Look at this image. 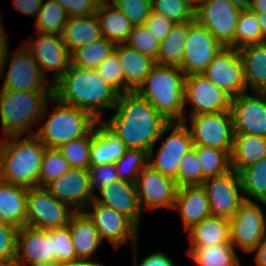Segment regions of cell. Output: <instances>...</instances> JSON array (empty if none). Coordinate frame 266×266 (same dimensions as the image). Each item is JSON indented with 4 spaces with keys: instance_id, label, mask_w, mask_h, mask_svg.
<instances>
[{
    "instance_id": "1",
    "label": "cell",
    "mask_w": 266,
    "mask_h": 266,
    "mask_svg": "<svg viewBox=\"0 0 266 266\" xmlns=\"http://www.w3.org/2000/svg\"><path fill=\"white\" fill-rule=\"evenodd\" d=\"M116 113L102 123L115 134L127 149L146 151L169 131V121L135 91L119 95Z\"/></svg>"
},
{
    "instance_id": "2",
    "label": "cell",
    "mask_w": 266,
    "mask_h": 266,
    "mask_svg": "<svg viewBox=\"0 0 266 266\" xmlns=\"http://www.w3.org/2000/svg\"><path fill=\"white\" fill-rule=\"evenodd\" d=\"M53 97L63 104L90 113L101 122V113L115 108L119 94L96 69L70 65L64 75L53 84Z\"/></svg>"
},
{
    "instance_id": "3",
    "label": "cell",
    "mask_w": 266,
    "mask_h": 266,
    "mask_svg": "<svg viewBox=\"0 0 266 266\" xmlns=\"http://www.w3.org/2000/svg\"><path fill=\"white\" fill-rule=\"evenodd\" d=\"M4 138V139H3ZM0 142V179L18 187L39 186L46 146L35 136H6Z\"/></svg>"
},
{
    "instance_id": "4",
    "label": "cell",
    "mask_w": 266,
    "mask_h": 266,
    "mask_svg": "<svg viewBox=\"0 0 266 266\" xmlns=\"http://www.w3.org/2000/svg\"><path fill=\"white\" fill-rule=\"evenodd\" d=\"M186 74L176 66L155 64L135 91L169 122H184Z\"/></svg>"
},
{
    "instance_id": "5",
    "label": "cell",
    "mask_w": 266,
    "mask_h": 266,
    "mask_svg": "<svg viewBox=\"0 0 266 266\" xmlns=\"http://www.w3.org/2000/svg\"><path fill=\"white\" fill-rule=\"evenodd\" d=\"M53 100V91L0 90V123L3 137L22 136L39 124L46 102Z\"/></svg>"
},
{
    "instance_id": "6",
    "label": "cell",
    "mask_w": 266,
    "mask_h": 266,
    "mask_svg": "<svg viewBox=\"0 0 266 266\" xmlns=\"http://www.w3.org/2000/svg\"><path fill=\"white\" fill-rule=\"evenodd\" d=\"M54 100L57 105L49 115L46 102L39 120L44 124L34 133L46 148H59L62 144L86 136L99 122L82 109L63 104L53 97ZM44 117H47L45 122Z\"/></svg>"
},
{
    "instance_id": "7",
    "label": "cell",
    "mask_w": 266,
    "mask_h": 266,
    "mask_svg": "<svg viewBox=\"0 0 266 266\" xmlns=\"http://www.w3.org/2000/svg\"><path fill=\"white\" fill-rule=\"evenodd\" d=\"M11 58L9 66L7 60ZM8 71L3 82V90L13 91H53V85H49L46 75H44L30 51L24 46L13 52L12 57L9 50L3 55L2 74L5 68ZM49 85V86H48Z\"/></svg>"
},
{
    "instance_id": "8",
    "label": "cell",
    "mask_w": 266,
    "mask_h": 266,
    "mask_svg": "<svg viewBox=\"0 0 266 266\" xmlns=\"http://www.w3.org/2000/svg\"><path fill=\"white\" fill-rule=\"evenodd\" d=\"M69 205L59 201L44 187L28 189L27 226L43 230H52L67 226L75 213Z\"/></svg>"
},
{
    "instance_id": "9",
    "label": "cell",
    "mask_w": 266,
    "mask_h": 266,
    "mask_svg": "<svg viewBox=\"0 0 266 266\" xmlns=\"http://www.w3.org/2000/svg\"><path fill=\"white\" fill-rule=\"evenodd\" d=\"M171 131L154 156V146L148 152V165L176 182L177 171L184 155L193 148L186 122H169Z\"/></svg>"
},
{
    "instance_id": "10",
    "label": "cell",
    "mask_w": 266,
    "mask_h": 266,
    "mask_svg": "<svg viewBox=\"0 0 266 266\" xmlns=\"http://www.w3.org/2000/svg\"><path fill=\"white\" fill-rule=\"evenodd\" d=\"M188 116L194 146L214 147L231 154L234 142L231 111Z\"/></svg>"
},
{
    "instance_id": "11",
    "label": "cell",
    "mask_w": 266,
    "mask_h": 266,
    "mask_svg": "<svg viewBox=\"0 0 266 266\" xmlns=\"http://www.w3.org/2000/svg\"><path fill=\"white\" fill-rule=\"evenodd\" d=\"M231 244L244 252H252L266 233V215L256 201L244 200L229 219Z\"/></svg>"
},
{
    "instance_id": "12",
    "label": "cell",
    "mask_w": 266,
    "mask_h": 266,
    "mask_svg": "<svg viewBox=\"0 0 266 266\" xmlns=\"http://www.w3.org/2000/svg\"><path fill=\"white\" fill-rule=\"evenodd\" d=\"M240 11L228 0H207L195 10V20L223 47L234 48V35Z\"/></svg>"
},
{
    "instance_id": "13",
    "label": "cell",
    "mask_w": 266,
    "mask_h": 266,
    "mask_svg": "<svg viewBox=\"0 0 266 266\" xmlns=\"http://www.w3.org/2000/svg\"><path fill=\"white\" fill-rule=\"evenodd\" d=\"M87 207L92 210L84 211L93 221L101 240L107 239L118 250L121 244L130 242L133 246L138 243V228L128 217L118 213L111 207L93 200Z\"/></svg>"
},
{
    "instance_id": "14",
    "label": "cell",
    "mask_w": 266,
    "mask_h": 266,
    "mask_svg": "<svg viewBox=\"0 0 266 266\" xmlns=\"http://www.w3.org/2000/svg\"><path fill=\"white\" fill-rule=\"evenodd\" d=\"M211 216L230 219L244 201L240 174L231 169L228 172L204 180Z\"/></svg>"
},
{
    "instance_id": "15",
    "label": "cell",
    "mask_w": 266,
    "mask_h": 266,
    "mask_svg": "<svg viewBox=\"0 0 266 266\" xmlns=\"http://www.w3.org/2000/svg\"><path fill=\"white\" fill-rule=\"evenodd\" d=\"M52 264H54V229L47 231L27 225L19 228L14 266Z\"/></svg>"
},
{
    "instance_id": "16",
    "label": "cell",
    "mask_w": 266,
    "mask_h": 266,
    "mask_svg": "<svg viewBox=\"0 0 266 266\" xmlns=\"http://www.w3.org/2000/svg\"><path fill=\"white\" fill-rule=\"evenodd\" d=\"M184 96L185 105L187 101L192 104L189 115L231 110L232 96L218 88L203 74L186 75Z\"/></svg>"
},
{
    "instance_id": "17",
    "label": "cell",
    "mask_w": 266,
    "mask_h": 266,
    "mask_svg": "<svg viewBox=\"0 0 266 266\" xmlns=\"http://www.w3.org/2000/svg\"><path fill=\"white\" fill-rule=\"evenodd\" d=\"M36 39H29L24 43L30 51L39 69L45 73H53L55 84L68 70L71 65V54L62 41L61 35L43 34L36 32Z\"/></svg>"
},
{
    "instance_id": "18",
    "label": "cell",
    "mask_w": 266,
    "mask_h": 266,
    "mask_svg": "<svg viewBox=\"0 0 266 266\" xmlns=\"http://www.w3.org/2000/svg\"><path fill=\"white\" fill-rule=\"evenodd\" d=\"M223 48L218 40L195 19L188 22L183 63L186 75L201 74Z\"/></svg>"
},
{
    "instance_id": "19",
    "label": "cell",
    "mask_w": 266,
    "mask_h": 266,
    "mask_svg": "<svg viewBox=\"0 0 266 266\" xmlns=\"http://www.w3.org/2000/svg\"><path fill=\"white\" fill-rule=\"evenodd\" d=\"M248 91L232 97L234 134L266 137V92Z\"/></svg>"
},
{
    "instance_id": "20",
    "label": "cell",
    "mask_w": 266,
    "mask_h": 266,
    "mask_svg": "<svg viewBox=\"0 0 266 266\" xmlns=\"http://www.w3.org/2000/svg\"><path fill=\"white\" fill-rule=\"evenodd\" d=\"M201 74L232 97L247 92L241 58L233 47H223Z\"/></svg>"
},
{
    "instance_id": "21",
    "label": "cell",
    "mask_w": 266,
    "mask_h": 266,
    "mask_svg": "<svg viewBox=\"0 0 266 266\" xmlns=\"http://www.w3.org/2000/svg\"><path fill=\"white\" fill-rule=\"evenodd\" d=\"M44 188L74 211L88 210L95 193L90 187L89 169L71 168L63 176L48 182Z\"/></svg>"
},
{
    "instance_id": "22",
    "label": "cell",
    "mask_w": 266,
    "mask_h": 266,
    "mask_svg": "<svg viewBox=\"0 0 266 266\" xmlns=\"http://www.w3.org/2000/svg\"><path fill=\"white\" fill-rule=\"evenodd\" d=\"M135 185L142 210L173 209L178 186L172 178L147 165L137 176Z\"/></svg>"
},
{
    "instance_id": "23",
    "label": "cell",
    "mask_w": 266,
    "mask_h": 266,
    "mask_svg": "<svg viewBox=\"0 0 266 266\" xmlns=\"http://www.w3.org/2000/svg\"><path fill=\"white\" fill-rule=\"evenodd\" d=\"M101 197L95 195L94 200L111 207L120 214L128 217L137 227L139 226L142 208L135 183L126 180H116L101 189Z\"/></svg>"
},
{
    "instance_id": "24",
    "label": "cell",
    "mask_w": 266,
    "mask_h": 266,
    "mask_svg": "<svg viewBox=\"0 0 266 266\" xmlns=\"http://www.w3.org/2000/svg\"><path fill=\"white\" fill-rule=\"evenodd\" d=\"M173 209L181 213L185 231L211 216L208 196L202 185L178 187Z\"/></svg>"
},
{
    "instance_id": "25",
    "label": "cell",
    "mask_w": 266,
    "mask_h": 266,
    "mask_svg": "<svg viewBox=\"0 0 266 266\" xmlns=\"http://www.w3.org/2000/svg\"><path fill=\"white\" fill-rule=\"evenodd\" d=\"M28 189L0 179V222L21 228L27 225Z\"/></svg>"
},
{
    "instance_id": "26",
    "label": "cell",
    "mask_w": 266,
    "mask_h": 266,
    "mask_svg": "<svg viewBox=\"0 0 266 266\" xmlns=\"http://www.w3.org/2000/svg\"><path fill=\"white\" fill-rule=\"evenodd\" d=\"M125 144L102 121L93 128L90 167L115 164L126 152Z\"/></svg>"
},
{
    "instance_id": "27",
    "label": "cell",
    "mask_w": 266,
    "mask_h": 266,
    "mask_svg": "<svg viewBox=\"0 0 266 266\" xmlns=\"http://www.w3.org/2000/svg\"><path fill=\"white\" fill-rule=\"evenodd\" d=\"M78 259H91L101 238L93 221L84 211L75 212L67 224Z\"/></svg>"
},
{
    "instance_id": "28",
    "label": "cell",
    "mask_w": 266,
    "mask_h": 266,
    "mask_svg": "<svg viewBox=\"0 0 266 266\" xmlns=\"http://www.w3.org/2000/svg\"><path fill=\"white\" fill-rule=\"evenodd\" d=\"M114 51L118 54L125 84L133 92L136 91L156 64L155 61L126 43L116 44Z\"/></svg>"
},
{
    "instance_id": "29",
    "label": "cell",
    "mask_w": 266,
    "mask_h": 266,
    "mask_svg": "<svg viewBox=\"0 0 266 266\" xmlns=\"http://www.w3.org/2000/svg\"><path fill=\"white\" fill-rule=\"evenodd\" d=\"M245 82L253 92H266V43H257L238 49Z\"/></svg>"
},
{
    "instance_id": "30",
    "label": "cell",
    "mask_w": 266,
    "mask_h": 266,
    "mask_svg": "<svg viewBox=\"0 0 266 266\" xmlns=\"http://www.w3.org/2000/svg\"><path fill=\"white\" fill-rule=\"evenodd\" d=\"M96 16L100 25L101 36L115 44L126 43L133 25L124 13L108 0L98 4Z\"/></svg>"
},
{
    "instance_id": "31",
    "label": "cell",
    "mask_w": 266,
    "mask_h": 266,
    "mask_svg": "<svg viewBox=\"0 0 266 266\" xmlns=\"http://www.w3.org/2000/svg\"><path fill=\"white\" fill-rule=\"evenodd\" d=\"M101 37L100 25L96 14L70 17L61 33L62 41L70 54Z\"/></svg>"
},
{
    "instance_id": "32",
    "label": "cell",
    "mask_w": 266,
    "mask_h": 266,
    "mask_svg": "<svg viewBox=\"0 0 266 266\" xmlns=\"http://www.w3.org/2000/svg\"><path fill=\"white\" fill-rule=\"evenodd\" d=\"M231 169L240 173L250 165L266 157V137L234 134Z\"/></svg>"
},
{
    "instance_id": "33",
    "label": "cell",
    "mask_w": 266,
    "mask_h": 266,
    "mask_svg": "<svg viewBox=\"0 0 266 266\" xmlns=\"http://www.w3.org/2000/svg\"><path fill=\"white\" fill-rule=\"evenodd\" d=\"M190 247H203L218 243L231 242L230 220L209 216L188 230Z\"/></svg>"
},
{
    "instance_id": "34",
    "label": "cell",
    "mask_w": 266,
    "mask_h": 266,
    "mask_svg": "<svg viewBox=\"0 0 266 266\" xmlns=\"http://www.w3.org/2000/svg\"><path fill=\"white\" fill-rule=\"evenodd\" d=\"M231 243H218L203 247H190L187 254L197 266H240Z\"/></svg>"
},
{
    "instance_id": "35",
    "label": "cell",
    "mask_w": 266,
    "mask_h": 266,
    "mask_svg": "<svg viewBox=\"0 0 266 266\" xmlns=\"http://www.w3.org/2000/svg\"><path fill=\"white\" fill-rule=\"evenodd\" d=\"M188 22L175 23L161 41L156 64L180 67L183 63Z\"/></svg>"
},
{
    "instance_id": "36",
    "label": "cell",
    "mask_w": 266,
    "mask_h": 266,
    "mask_svg": "<svg viewBox=\"0 0 266 266\" xmlns=\"http://www.w3.org/2000/svg\"><path fill=\"white\" fill-rule=\"evenodd\" d=\"M116 44L101 37L71 54V65L85 69H96L115 50Z\"/></svg>"
},
{
    "instance_id": "37",
    "label": "cell",
    "mask_w": 266,
    "mask_h": 266,
    "mask_svg": "<svg viewBox=\"0 0 266 266\" xmlns=\"http://www.w3.org/2000/svg\"><path fill=\"white\" fill-rule=\"evenodd\" d=\"M239 174L244 200L251 201V197L266 206V157Z\"/></svg>"
},
{
    "instance_id": "38",
    "label": "cell",
    "mask_w": 266,
    "mask_h": 266,
    "mask_svg": "<svg viewBox=\"0 0 266 266\" xmlns=\"http://www.w3.org/2000/svg\"><path fill=\"white\" fill-rule=\"evenodd\" d=\"M44 2L45 0H43L34 23L36 32L61 35L69 19L66 10L55 0Z\"/></svg>"
},
{
    "instance_id": "39",
    "label": "cell",
    "mask_w": 266,
    "mask_h": 266,
    "mask_svg": "<svg viewBox=\"0 0 266 266\" xmlns=\"http://www.w3.org/2000/svg\"><path fill=\"white\" fill-rule=\"evenodd\" d=\"M197 155L202 168L203 182L209 177L219 176L231 170V156L226 150L197 146Z\"/></svg>"
},
{
    "instance_id": "40",
    "label": "cell",
    "mask_w": 266,
    "mask_h": 266,
    "mask_svg": "<svg viewBox=\"0 0 266 266\" xmlns=\"http://www.w3.org/2000/svg\"><path fill=\"white\" fill-rule=\"evenodd\" d=\"M92 139L93 129L86 136L62 144L57 149L71 168L89 169Z\"/></svg>"
},
{
    "instance_id": "41",
    "label": "cell",
    "mask_w": 266,
    "mask_h": 266,
    "mask_svg": "<svg viewBox=\"0 0 266 266\" xmlns=\"http://www.w3.org/2000/svg\"><path fill=\"white\" fill-rule=\"evenodd\" d=\"M257 43H262V40L256 14L249 9L241 10L234 35V48L238 50Z\"/></svg>"
},
{
    "instance_id": "42",
    "label": "cell",
    "mask_w": 266,
    "mask_h": 266,
    "mask_svg": "<svg viewBox=\"0 0 266 266\" xmlns=\"http://www.w3.org/2000/svg\"><path fill=\"white\" fill-rule=\"evenodd\" d=\"M151 11L175 23L195 19V11L187 0H151Z\"/></svg>"
},
{
    "instance_id": "43",
    "label": "cell",
    "mask_w": 266,
    "mask_h": 266,
    "mask_svg": "<svg viewBox=\"0 0 266 266\" xmlns=\"http://www.w3.org/2000/svg\"><path fill=\"white\" fill-rule=\"evenodd\" d=\"M148 165V153L141 149H127L115 163L118 177L121 180L135 183L139 173Z\"/></svg>"
},
{
    "instance_id": "44",
    "label": "cell",
    "mask_w": 266,
    "mask_h": 266,
    "mask_svg": "<svg viewBox=\"0 0 266 266\" xmlns=\"http://www.w3.org/2000/svg\"><path fill=\"white\" fill-rule=\"evenodd\" d=\"M69 169V163L57 148H45L39 172V187L63 176Z\"/></svg>"
},
{
    "instance_id": "45",
    "label": "cell",
    "mask_w": 266,
    "mask_h": 266,
    "mask_svg": "<svg viewBox=\"0 0 266 266\" xmlns=\"http://www.w3.org/2000/svg\"><path fill=\"white\" fill-rule=\"evenodd\" d=\"M176 184L178 187L203 184V174L197 155V146H193L182 158L177 171Z\"/></svg>"
},
{
    "instance_id": "46",
    "label": "cell",
    "mask_w": 266,
    "mask_h": 266,
    "mask_svg": "<svg viewBox=\"0 0 266 266\" xmlns=\"http://www.w3.org/2000/svg\"><path fill=\"white\" fill-rule=\"evenodd\" d=\"M96 71L119 95L133 92L125 84L123 70L115 51L96 68Z\"/></svg>"
},
{
    "instance_id": "47",
    "label": "cell",
    "mask_w": 266,
    "mask_h": 266,
    "mask_svg": "<svg viewBox=\"0 0 266 266\" xmlns=\"http://www.w3.org/2000/svg\"><path fill=\"white\" fill-rule=\"evenodd\" d=\"M126 44L154 61L157 60L160 43L145 24L133 26Z\"/></svg>"
},
{
    "instance_id": "48",
    "label": "cell",
    "mask_w": 266,
    "mask_h": 266,
    "mask_svg": "<svg viewBox=\"0 0 266 266\" xmlns=\"http://www.w3.org/2000/svg\"><path fill=\"white\" fill-rule=\"evenodd\" d=\"M133 26L143 25L151 12V0H110Z\"/></svg>"
},
{
    "instance_id": "49",
    "label": "cell",
    "mask_w": 266,
    "mask_h": 266,
    "mask_svg": "<svg viewBox=\"0 0 266 266\" xmlns=\"http://www.w3.org/2000/svg\"><path fill=\"white\" fill-rule=\"evenodd\" d=\"M18 228L0 222V266H14Z\"/></svg>"
},
{
    "instance_id": "50",
    "label": "cell",
    "mask_w": 266,
    "mask_h": 266,
    "mask_svg": "<svg viewBox=\"0 0 266 266\" xmlns=\"http://www.w3.org/2000/svg\"><path fill=\"white\" fill-rule=\"evenodd\" d=\"M75 260H77V254L68 226L54 229V263Z\"/></svg>"
},
{
    "instance_id": "51",
    "label": "cell",
    "mask_w": 266,
    "mask_h": 266,
    "mask_svg": "<svg viewBox=\"0 0 266 266\" xmlns=\"http://www.w3.org/2000/svg\"><path fill=\"white\" fill-rule=\"evenodd\" d=\"M90 187L93 192L100 191L113 181L119 180L115 164H104L89 167Z\"/></svg>"
},
{
    "instance_id": "52",
    "label": "cell",
    "mask_w": 266,
    "mask_h": 266,
    "mask_svg": "<svg viewBox=\"0 0 266 266\" xmlns=\"http://www.w3.org/2000/svg\"><path fill=\"white\" fill-rule=\"evenodd\" d=\"M67 12L70 17L94 15L97 12L101 0H55Z\"/></svg>"
},
{
    "instance_id": "53",
    "label": "cell",
    "mask_w": 266,
    "mask_h": 266,
    "mask_svg": "<svg viewBox=\"0 0 266 266\" xmlns=\"http://www.w3.org/2000/svg\"><path fill=\"white\" fill-rule=\"evenodd\" d=\"M174 23L162 15L150 12L145 26L154 35L159 43L170 33Z\"/></svg>"
},
{
    "instance_id": "54",
    "label": "cell",
    "mask_w": 266,
    "mask_h": 266,
    "mask_svg": "<svg viewBox=\"0 0 266 266\" xmlns=\"http://www.w3.org/2000/svg\"><path fill=\"white\" fill-rule=\"evenodd\" d=\"M137 245L133 246L134 249V264L133 266H175L173 260L165 255V253L158 251L156 253L150 254L141 261L140 264L137 263Z\"/></svg>"
},
{
    "instance_id": "55",
    "label": "cell",
    "mask_w": 266,
    "mask_h": 266,
    "mask_svg": "<svg viewBox=\"0 0 266 266\" xmlns=\"http://www.w3.org/2000/svg\"><path fill=\"white\" fill-rule=\"evenodd\" d=\"M13 6L25 15L37 16L43 0H12Z\"/></svg>"
},
{
    "instance_id": "56",
    "label": "cell",
    "mask_w": 266,
    "mask_h": 266,
    "mask_svg": "<svg viewBox=\"0 0 266 266\" xmlns=\"http://www.w3.org/2000/svg\"><path fill=\"white\" fill-rule=\"evenodd\" d=\"M252 251H255L256 266H266V233L259 245Z\"/></svg>"
},
{
    "instance_id": "57",
    "label": "cell",
    "mask_w": 266,
    "mask_h": 266,
    "mask_svg": "<svg viewBox=\"0 0 266 266\" xmlns=\"http://www.w3.org/2000/svg\"><path fill=\"white\" fill-rule=\"evenodd\" d=\"M51 266H104L102 263L91 261L90 259H78L72 262H56Z\"/></svg>"
},
{
    "instance_id": "58",
    "label": "cell",
    "mask_w": 266,
    "mask_h": 266,
    "mask_svg": "<svg viewBox=\"0 0 266 266\" xmlns=\"http://www.w3.org/2000/svg\"><path fill=\"white\" fill-rule=\"evenodd\" d=\"M248 9L253 13H266V0H251Z\"/></svg>"
},
{
    "instance_id": "59",
    "label": "cell",
    "mask_w": 266,
    "mask_h": 266,
    "mask_svg": "<svg viewBox=\"0 0 266 266\" xmlns=\"http://www.w3.org/2000/svg\"><path fill=\"white\" fill-rule=\"evenodd\" d=\"M261 30V40L266 43V13H255Z\"/></svg>"
},
{
    "instance_id": "60",
    "label": "cell",
    "mask_w": 266,
    "mask_h": 266,
    "mask_svg": "<svg viewBox=\"0 0 266 266\" xmlns=\"http://www.w3.org/2000/svg\"><path fill=\"white\" fill-rule=\"evenodd\" d=\"M6 36L7 35L3 27L2 20L0 19V53L2 55H4L8 51V44H7L8 41H6L7 40Z\"/></svg>"
},
{
    "instance_id": "61",
    "label": "cell",
    "mask_w": 266,
    "mask_h": 266,
    "mask_svg": "<svg viewBox=\"0 0 266 266\" xmlns=\"http://www.w3.org/2000/svg\"><path fill=\"white\" fill-rule=\"evenodd\" d=\"M234 6H236L240 10H245L249 8L251 0H228Z\"/></svg>"
},
{
    "instance_id": "62",
    "label": "cell",
    "mask_w": 266,
    "mask_h": 266,
    "mask_svg": "<svg viewBox=\"0 0 266 266\" xmlns=\"http://www.w3.org/2000/svg\"><path fill=\"white\" fill-rule=\"evenodd\" d=\"M189 5L193 8V10H197L202 4H204L207 0H187ZM196 3V5H195Z\"/></svg>"
},
{
    "instance_id": "63",
    "label": "cell",
    "mask_w": 266,
    "mask_h": 266,
    "mask_svg": "<svg viewBox=\"0 0 266 266\" xmlns=\"http://www.w3.org/2000/svg\"><path fill=\"white\" fill-rule=\"evenodd\" d=\"M2 59H3V55L0 53V78L1 77V74H2Z\"/></svg>"
}]
</instances>
